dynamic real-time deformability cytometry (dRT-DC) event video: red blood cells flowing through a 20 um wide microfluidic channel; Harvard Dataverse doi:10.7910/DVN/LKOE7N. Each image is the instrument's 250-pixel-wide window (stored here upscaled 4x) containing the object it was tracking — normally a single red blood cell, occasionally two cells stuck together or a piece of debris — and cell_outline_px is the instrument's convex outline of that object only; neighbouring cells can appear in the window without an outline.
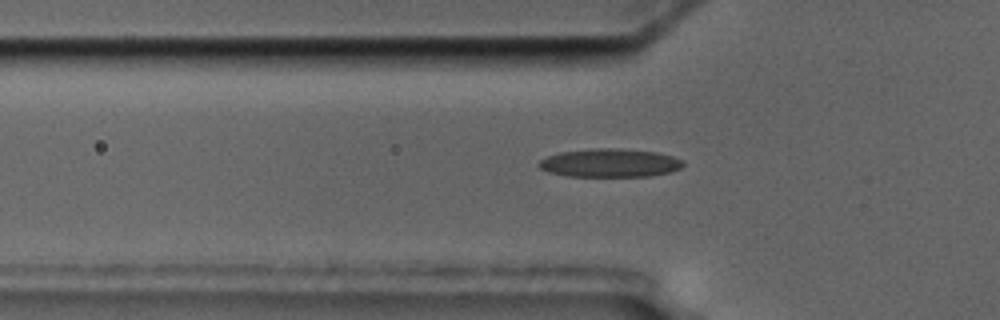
{"species": "common noctule bat (a hibernating species)", "species_latin": "Nyctalus noctula", "temperature_condition": "cold", "stored_images_in_passage": 7, "segment_of_instrument_passage": [2, 2], "camera_frame_rate_fps": 3000, "um_per_image_px": 0.085, "animal": {"sex": "male", "body_mass_g": 17.5, "forearm_length_mm": 52.3}, "frame": {"image": 1, "passage_image": 7, "time_ms": 7.667, "image_size_px": [1000, 320], "cell_outline_px": [[684, 164], [680, 168], [672, 172], [652, 176], [568, 176], [548, 172], [540, 168], [536, 164], [540, 160], [548, 156], [560, 152], [596, 148], [620, 148], [656, 152], [672, 156], [684, 160]], "centroid_in_image_um": [51.86, 13.85], "position_along_channel_um": 73.9, "area_um2": 23.99}}